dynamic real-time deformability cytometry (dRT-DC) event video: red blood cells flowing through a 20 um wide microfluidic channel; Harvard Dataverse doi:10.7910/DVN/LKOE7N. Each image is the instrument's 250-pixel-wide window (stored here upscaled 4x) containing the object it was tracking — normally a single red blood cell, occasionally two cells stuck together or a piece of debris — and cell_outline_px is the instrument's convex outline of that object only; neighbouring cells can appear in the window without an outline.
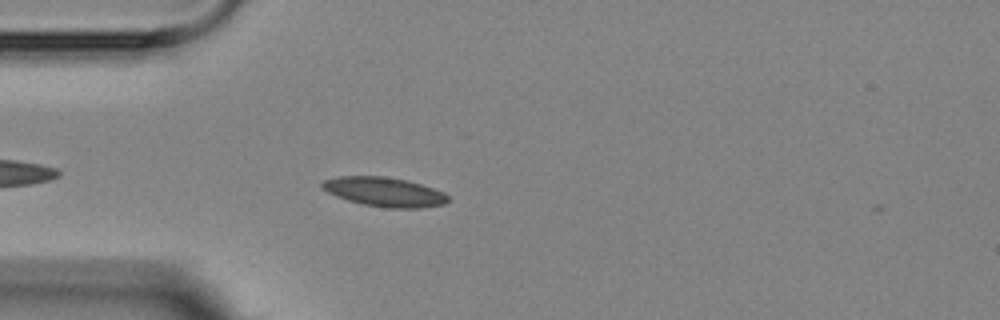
{"species": "Egyptian fruit bat (a non-hibernating species)", "species_latin": "Rousettus aegyptiacus", "temperature_condition": "room temperature", "stored_images_in_passage": 1, "camera_frame_rate_fps": 3000, "um_per_image_px": 0.085, "animal": {"sex": "female"}, "frame": {"image": 1, "passage_image": 1, "time_ms": 0.0, "image_size_px": [1000, 320], "cell_outline_px": [[448, 200], [444, 204], [420, 208], [384, 208], [364, 204], [348, 200], [336, 196], [320, 188], [320, 184], [324, 180], [340, 176], [384, 176], [404, 180], [420, 184], [444, 192], [448, 196]], "centroid_in_image_um": [32.64, 16.31], "position_along_channel_um": 52.4, "area_um2": 21.39}}